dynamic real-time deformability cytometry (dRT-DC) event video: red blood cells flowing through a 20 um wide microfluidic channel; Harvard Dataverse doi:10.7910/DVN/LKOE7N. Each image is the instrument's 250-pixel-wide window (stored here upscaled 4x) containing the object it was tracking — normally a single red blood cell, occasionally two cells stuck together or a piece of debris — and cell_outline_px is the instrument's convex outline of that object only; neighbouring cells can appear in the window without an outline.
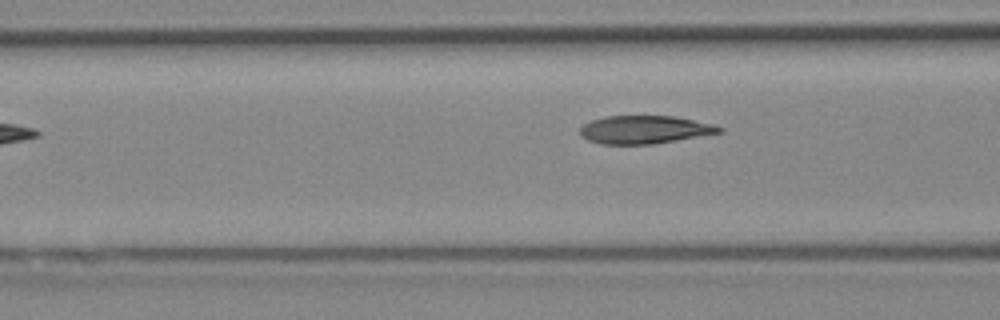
{"species": "Egyptian fruit bat (a non-hibernating species)", "species_latin": "Rousettus aegyptiacus", "temperature_condition": "cold", "stored_images_in_passage": 6, "camera_frame_rate_fps": 3000, "um_per_image_px": 0.085, "animal": {"sex": "female"}, "frame": {"image": 1, "passage_image": 6, "time_ms": 1.667, "image_size_px": [1000, 320], "cell_outline_px": [[724, 132], [652, 144], [600, 144], [588, 140], [580, 136], [580, 128], [584, 124], [592, 120], [604, 116], [672, 116], [712, 124], [724, 128]], "centroid_in_image_um": [54.76, 11.02], "position_along_channel_um": 111.8, "area_um2": 22.66}}